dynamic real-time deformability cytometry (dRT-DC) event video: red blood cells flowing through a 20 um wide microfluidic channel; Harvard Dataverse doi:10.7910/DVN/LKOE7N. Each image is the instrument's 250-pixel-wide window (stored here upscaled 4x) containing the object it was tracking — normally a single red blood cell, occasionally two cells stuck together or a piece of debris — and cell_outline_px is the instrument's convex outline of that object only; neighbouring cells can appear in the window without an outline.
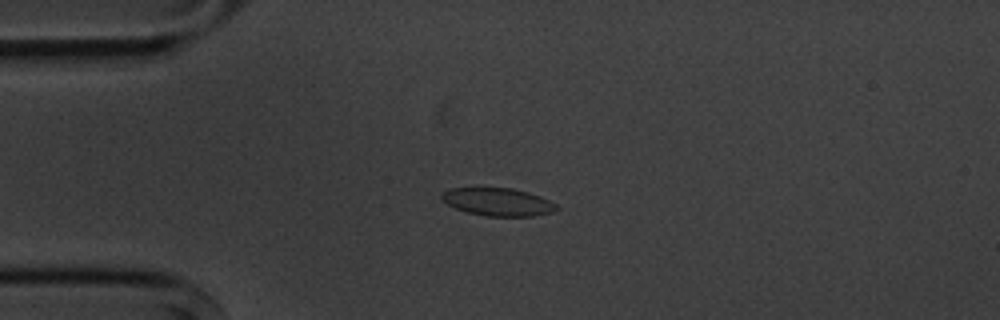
{"species": "common noctule bat (a hibernating species)", "species_latin": "Nyctalus noctula", "temperature_condition": "cold", "stored_images_in_passage": 5, "camera_frame_rate_fps": 3000, "um_per_image_px": 0.085, "animal": {"sex": "male", "body_mass_g": 20.1, "forearm_length_mm": 53.5}, "frame": {"image": 1, "passage_image": 3, "time_ms": 2.333, "image_size_px": [1000, 320], "cell_outline_px": [[560, 208], [552, 212], [532, 216], [488, 216], [468, 212], [456, 208], [440, 200], [440, 192], [448, 188], [512, 188], [528, 192], [540, 196], [556, 204]], "centroid_in_image_um": [42.29, 17.15], "position_along_channel_um": 42.7, "area_um2": 18.67}}
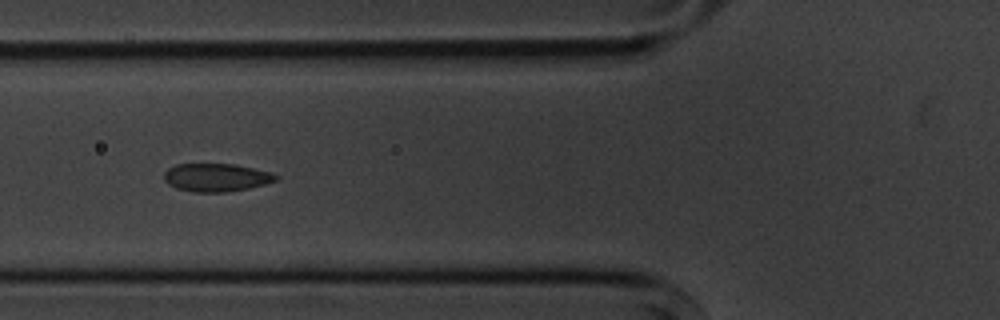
{"frame": {"image": 2, "passage_image": 5, "time_ms": 4.667, "image_size_px": [1000, 320], "cell_outline_px": [[280, 176], [276, 180], [264, 184], [248, 188], [224, 192], [192, 192], [176, 188], [168, 184], [164, 180], [164, 172], [168, 168], [176, 164], [236, 164], [272, 172]], "centroid_in_image_um": [18.37, 15.08], "position_along_channel_um": 107.4, "area_um2": 18.38}}